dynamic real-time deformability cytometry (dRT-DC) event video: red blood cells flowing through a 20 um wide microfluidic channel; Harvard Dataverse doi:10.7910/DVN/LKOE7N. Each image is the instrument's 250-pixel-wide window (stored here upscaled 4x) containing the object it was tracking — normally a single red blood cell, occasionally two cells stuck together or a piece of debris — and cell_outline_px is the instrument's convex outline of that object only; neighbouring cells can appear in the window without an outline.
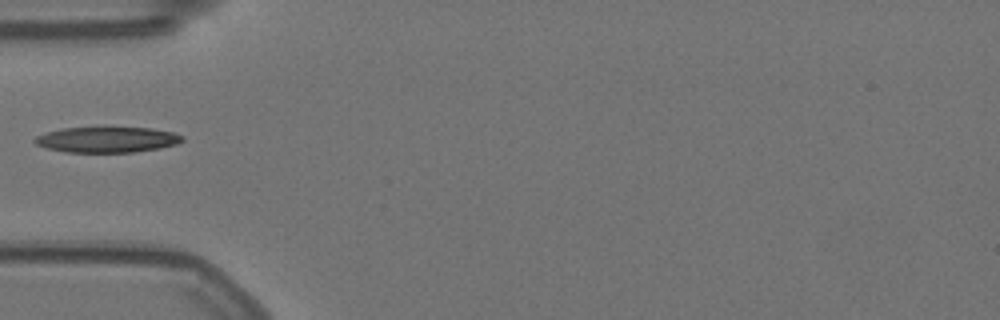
{"species": "Egyptian fruit bat (a non-hibernating species)", "species_latin": "Rousettus aegyptiacus", "temperature_condition": "warm", "stored_images_in_passage": 35, "camera_frame_rate_fps": 3000, "um_per_image_px": 0.085, "animal": {"sex": "female"}, "frame": {"image": 1, "passage_image": 1, "time_ms": 0.0, "image_size_px": [1000, 320], "cell_outline_px": [[184, 140], [176, 144], [160, 148], [132, 152], [64, 152], [48, 148], [36, 144], [32, 140], [36, 136], [48, 132], [64, 128], [104, 124], [152, 128], [172, 132], [184, 136]], "centroid_in_image_um": [9.11, 11.81], "position_along_channel_um": 75.9, "area_um2": 23.06}}
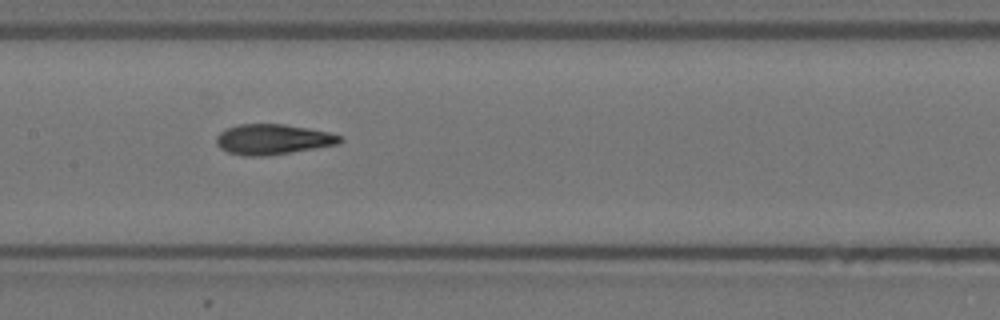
{"frame": {"image": 2, "passage_image": 10, "time_ms": 3.0, "image_size_px": [1000, 320], "cell_outline_px": [[344, 140], [340, 144], [268, 156], [244, 156], [228, 152], [220, 148], [216, 144], [216, 136], [224, 128], [240, 124], [284, 124], [308, 128], [328, 132], [340, 136]], "centroid_in_image_um": [23.17, 11.85], "position_along_channel_um": 184.2, "area_um2": 22.02}}
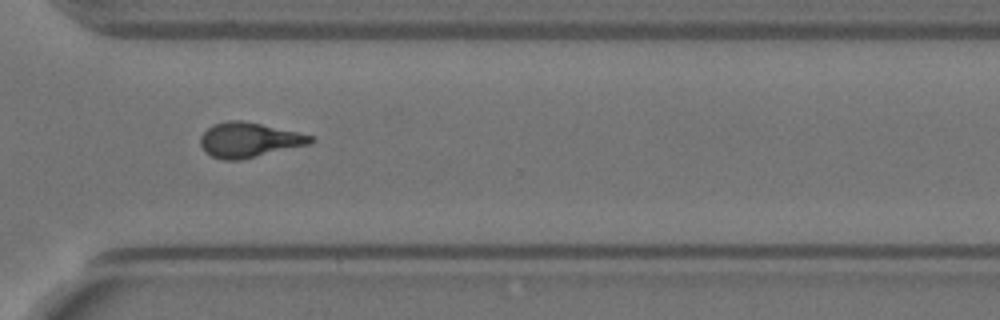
{"frame": {"image": 3, "passage_image": 24, "time_ms": 7.667, "image_size_px": [1000, 320], "cell_outline_px": [[316, 140], [312, 144], [240, 160], [224, 160], [212, 156], [200, 144], [200, 136], [212, 124], [228, 120], [240, 120], [260, 124], [296, 132], [312, 136]], "centroid_in_image_um": [21.18, 11.9], "position_along_channel_um": 349.4, "area_um2": 22.2}}